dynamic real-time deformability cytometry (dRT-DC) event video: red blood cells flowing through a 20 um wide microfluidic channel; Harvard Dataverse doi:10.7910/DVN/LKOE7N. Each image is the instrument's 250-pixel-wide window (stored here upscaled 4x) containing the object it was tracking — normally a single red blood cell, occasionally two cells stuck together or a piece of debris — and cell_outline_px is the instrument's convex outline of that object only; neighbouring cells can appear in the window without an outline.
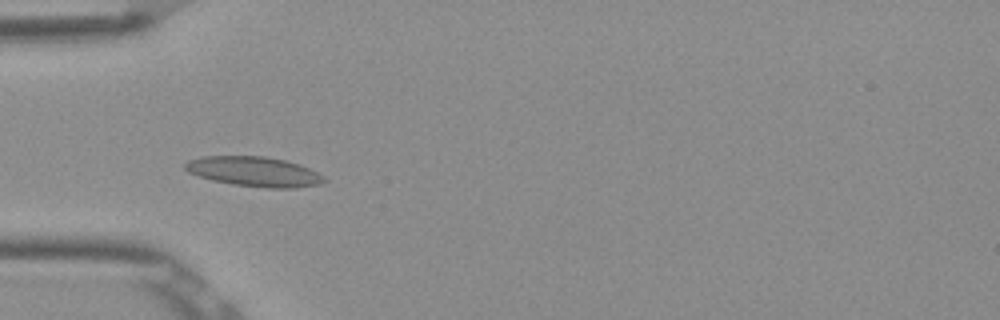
{"species": "Egyptian fruit bat (a non-hibernating species)", "species_latin": "Rousettus aegyptiacus", "temperature_condition": "room temperature", "stored_images_in_passage": 4, "camera_frame_rate_fps": 3000, "um_per_image_px": 0.085, "frame": {"image": 1, "passage_image": 3, "time_ms": 0.667, "image_size_px": [1000, 320], "cell_outline_px": [[328, 180], [320, 184], [296, 188], [268, 188], [232, 184], [212, 180], [188, 172], [184, 168], [184, 164], [188, 160], [204, 156], [264, 156], [284, 160], [300, 164], [324, 176]], "centroid_in_image_um": [21.62, 14.59], "position_along_channel_um": 63.4, "area_um2": 24.16}}
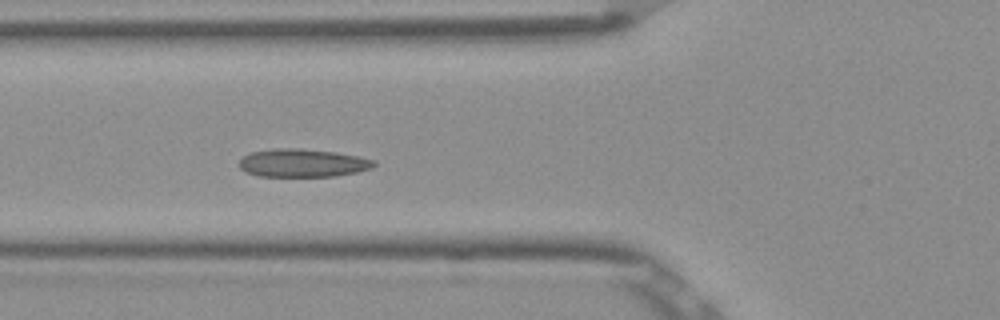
{"frame": {"image": 2, "passage_image": 4, "time_ms": 1.0, "image_size_px": [1000, 320], "cell_outline_px": [[376, 164], [372, 168], [356, 172], [336, 176], [260, 176], [244, 172], [240, 168], [240, 160], [244, 156], [252, 152], [272, 148], [300, 148], [336, 152], [376, 160]], "centroid_in_image_um": [25.73, 13.85], "position_along_channel_um": 100.1, "area_um2": 22.08}}